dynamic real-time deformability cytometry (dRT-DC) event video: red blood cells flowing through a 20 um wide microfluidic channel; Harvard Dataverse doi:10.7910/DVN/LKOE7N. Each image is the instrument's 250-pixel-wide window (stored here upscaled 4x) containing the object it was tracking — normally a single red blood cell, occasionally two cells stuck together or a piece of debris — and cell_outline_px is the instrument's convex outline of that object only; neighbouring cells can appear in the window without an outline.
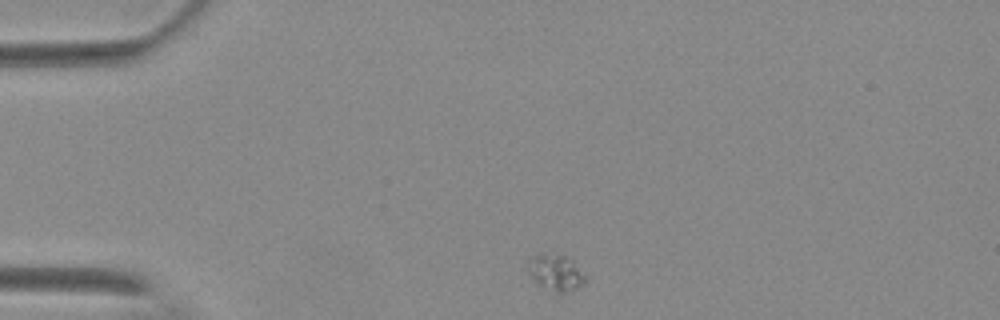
{"species": "Egyptian fruit bat (a non-hibernating species)", "species_latin": "Rousettus aegyptiacus", "temperature_condition": "warm", "stored_images_in_passage": 2, "camera_frame_rate_fps": 3000, "um_per_image_px": 0.085, "animal": {"sex": "female"}, "frame": {"image": 1, "passage_image": 1, "time_ms": 0.0, "image_size_px": [1000, 320], "cell_outline_px": [[588, 280], [584, 284], [560, 296], [556, 296], [544, 288], [528, 272], [528, 260], [532, 256], [540, 252], [544, 252], [564, 256], [572, 260], [588, 276]], "centroid_in_image_um": [47.28, 23.2], "position_along_channel_um": 37.7, "area_um2": 12.66}}